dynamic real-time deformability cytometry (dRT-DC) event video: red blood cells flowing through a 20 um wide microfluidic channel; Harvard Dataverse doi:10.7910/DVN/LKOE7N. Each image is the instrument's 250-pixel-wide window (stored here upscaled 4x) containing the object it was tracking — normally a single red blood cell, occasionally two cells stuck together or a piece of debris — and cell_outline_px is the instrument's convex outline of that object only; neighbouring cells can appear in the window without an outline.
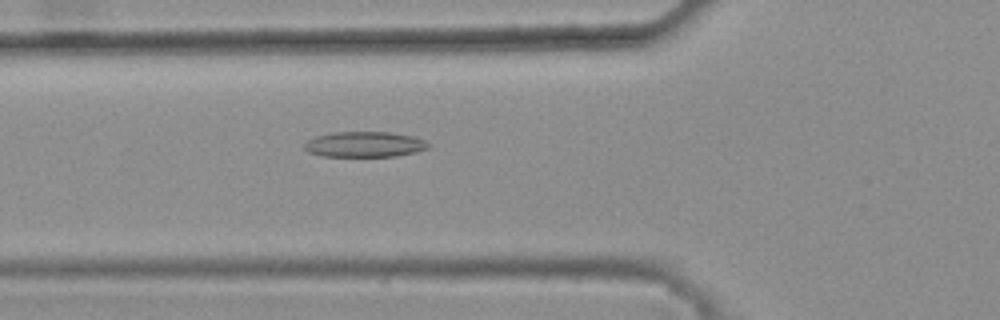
{"species": "common noctule bat (a hibernating species)", "species_latin": "Nyctalus noctula", "temperature_condition": "warm", "stored_images_in_passage": 41, "camera_frame_rate_fps": 3000, "um_per_image_px": 0.085, "animal": {"sex": "female", "body_mass_g": 25.1}, "frame": {"image": 1, "passage_image": 13, "time_ms": 4.0, "image_size_px": [1000, 320], "cell_outline_px": [[432, 144], [428, 148], [416, 152], [396, 156], [320, 156], [308, 152], [304, 148], [304, 144], [308, 140], [316, 136], [336, 132], [388, 132], [412, 136], [424, 140]], "centroid_in_image_um": [31.0, 12.27], "position_along_channel_um": 94.8, "area_um2": 18.38}}
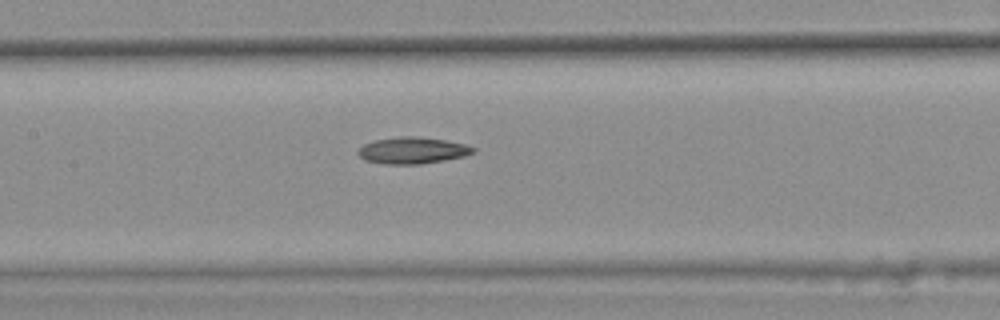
{"frame": {"image": 2, "passage_image": 19, "time_ms": 6.0, "image_size_px": [1000, 320], "cell_outline_px": [[476, 152], [464, 156], [444, 160], [420, 164], [384, 164], [364, 160], [356, 152], [364, 144], [376, 140], [400, 136], [416, 136], [444, 140], [468, 144], [476, 148]], "centroid_in_image_um": [35.09, 12.79], "position_along_channel_um": 172.3, "area_um2": 17.86}}
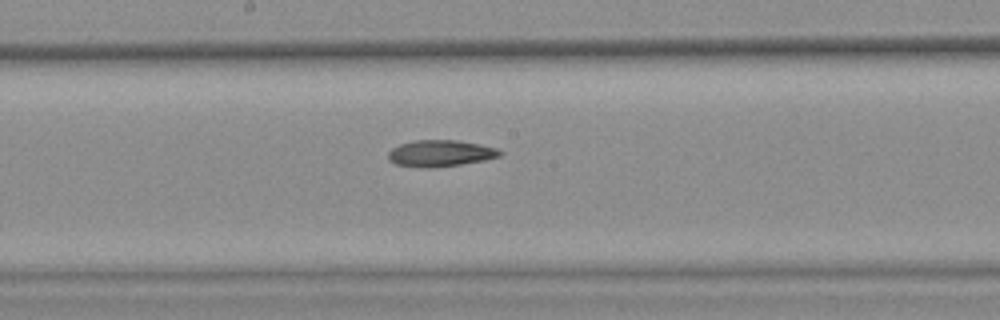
{"frame": {"image": 3, "passage_image": 22, "time_ms": 7.0, "image_size_px": [1000, 320], "cell_outline_px": [[504, 152], [500, 156], [484, 160], [460, 164], [428, 168], [396, 164], [388, 160], [388, 152], [392, 148], [400, 144], [416, 140], [456, 140], [480, 144], [496, 148]], "centroid_in_image_um": [37.43, 13.02], "position_along_channel_um": 210.8, "area_um2": 17.11}}